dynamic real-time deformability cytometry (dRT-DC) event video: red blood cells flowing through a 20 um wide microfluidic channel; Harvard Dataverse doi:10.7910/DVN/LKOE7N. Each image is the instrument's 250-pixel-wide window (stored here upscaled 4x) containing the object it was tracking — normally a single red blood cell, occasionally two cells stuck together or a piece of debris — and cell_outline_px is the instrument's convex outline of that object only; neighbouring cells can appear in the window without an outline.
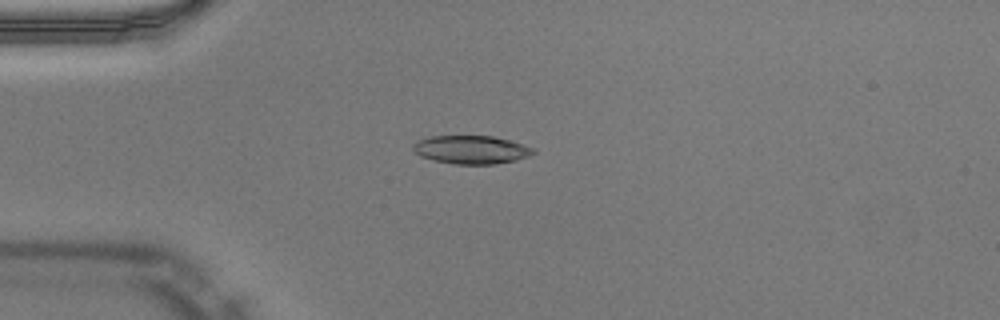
{"species": "Egyptian fruit bat (a non-hibernating species)", "species_latin": "Rousettus aegyptiacus", "temperature_condition": "warm", "stored_images_in_passage": 39, "camera_frame_rate_fps": 3000, "um_per_image_px": 0.085, "animal": {"sex": "male"}, "frame": {"image": 1, "passage_image": 2, "time_ms": 0.333, "image_size_px": [1000, 320], "cell_outline_px": [[536, 152], [528, 156], [516, 160], [496, 164], [456, 164], [432, 160], [420, 156], [412, 148], [412, 144], [420, 140], [432, 136], [492, 136], [508, 140], [536, 148]], "centroid_in_image_um": [40.07, 12.73], "position_along_channel_um": 44.9, "area_um2": 19.77}}
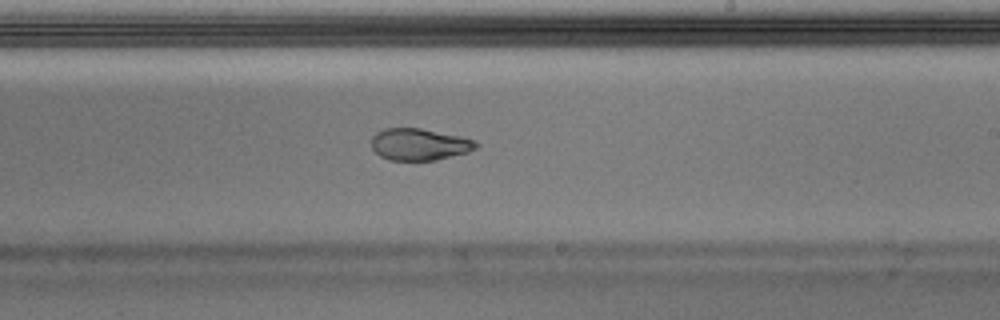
{"frame": {"image": 2, "passage_image": 19, "time_ms": 6.0, "image_size_px": [1000, 320], "cell_outline_px": [[480, 144], [476, 148], [468, 152], [436, 160], [388, 160], [380, 156], [372, 148], [372, 136], [376, 132], [384, 128], [420, 128], [460, 136], [476, 140]], "centroid_in_image_um": [35.65, 12.27], "position_along_channel_um": 253.3, "area_um2": 19.48}}
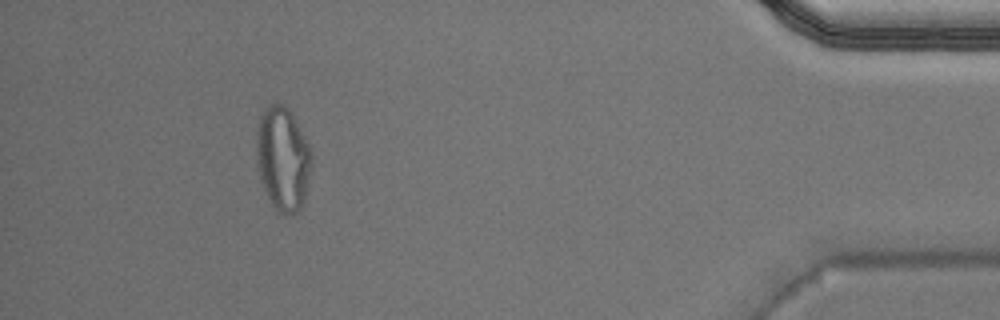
{"frame": {"image": 3, "passage_image": 35, "time_ms": 11.333, "image_size_px": [1000, 320], "cell_outline_px": [[312, 156], [304, 200], [300, 208], [292, 216], [276, 212], [260, 180], [256, 160], [256, 128], [260, 116], [272, 104], [284, 104], [288, 108], [304, 136], [312, 152]], "centroid_in_image_um": [24.02, 13.52], "position_along_channel_um": 411.2, "area_um2": 33.18}, "authors_computed_cell_mechanics": {"area_um2": 20.3456, "velocity_mm_per_s": 4.0136, "shape_relaxation_time_tau1_ms": null, "shape_relaxation_time_tau2_ms": 1.8447, "deformation_change_tau1": null, "deformation_change_tau2": 0.0823}}